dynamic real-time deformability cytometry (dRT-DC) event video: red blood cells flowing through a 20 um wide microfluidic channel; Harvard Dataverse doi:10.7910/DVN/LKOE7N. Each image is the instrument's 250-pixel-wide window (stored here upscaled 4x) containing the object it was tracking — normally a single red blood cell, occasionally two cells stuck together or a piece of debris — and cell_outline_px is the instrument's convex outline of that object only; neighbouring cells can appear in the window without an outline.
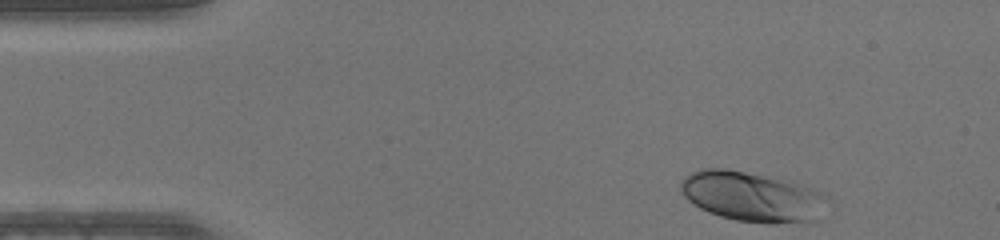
{"species": "human", "species_latin": "Homo sapiens", "temperature_condition": "warm", "stored_images_in_passage": 42, "camera_frame_rate_fps": 3000, "um_per_image_px": 0.085, "donor": {"sex": "male"}, "frame": {"image": 1, "passage_image": 1, "time_ms": 0.0, "image_size_px": [1000, 240], "cell_outline_px": [[828, 196], [820, 220], [772, 224], [768, 224], [736, 220], [720, 216], [708, 212], [700, 208], [688, 200], [680, 192], [680, 180], [684, 176], [700, 168], [724, 168], [792, 180], [812, 188]], "centroid_in_image_um": [63.94, 16.71], "position_along_channel_um": 21.1, "area_um2": 43.29}}
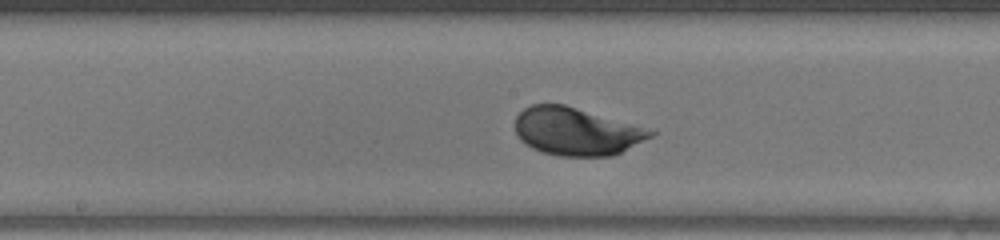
{"frame": {"image": 2, "passage_image": 19, "time_ms": 6.0, "image_size_px": [1000, 240], "cell_outline_px": [[656, 132], [652, 136], [612, 156], [560, 156], [544, 152], [532, 148], [520, 140], [516, 132], [516, 116], [524, 108], [532, 104], [564, 104]], "centroid_in_image_um": [48.92, 11.18], "position_along_channel_um": 199.3, "area_um2": 36.82}}
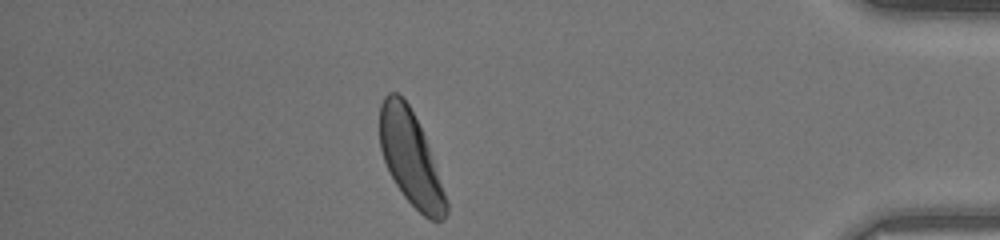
{"frame": {"image": 3, "passage_image": 36, "time_ms": 11.667, "image_size_px": [1000, 240], "cell_outline_px": [[448, 212], [444, 220], [428, 220], [404, 196], [396, 184], [384, 160], [380, 148], [380, 104], [384, 96], [388, 92], [396, 92], [408, 104], [424, 136], [448, 200]], "centroid_in_image_um": [34.9, 13.47], "position_along_channel_um": 400.3, "area_um2": 35.66}}